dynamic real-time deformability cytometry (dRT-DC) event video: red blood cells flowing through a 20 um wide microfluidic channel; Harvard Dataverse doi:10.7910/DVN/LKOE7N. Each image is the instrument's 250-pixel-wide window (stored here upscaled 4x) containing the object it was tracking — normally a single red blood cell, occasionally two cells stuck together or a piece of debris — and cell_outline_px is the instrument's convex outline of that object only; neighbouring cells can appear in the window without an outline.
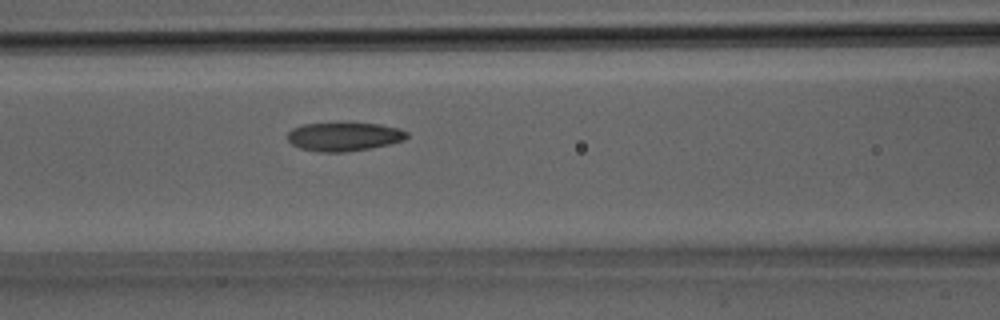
{"species": "Egyptian fruit bat (a non-hibernating species)", "species_latin": "Rousettus aegyptiacus", "temperature_condition": "room temperature", "stored_images_in_passage": 28, "camera_frame_rate_fps": 3000, "um_per_image_px": 0.085, "animal": {"sex": "male"}, "frame": {"image": 1, "passage_image": 9, "time_ms": 2.667, "image_size_px": [1000, 320], "cell_outline_px": [[408, 136], [404, 140], [388, 144], [368, 148], [344, 152], [320, 152], [300, 148], [292, 144], [288, 140], [288, 132], [292, 128], [304, 124], [380, 124], [400, 128], [408, 132]], "centroid_in_image_um": [29.24, 11.62], "position_along_channel_um": 137.4, "area_um2": 19.59}}
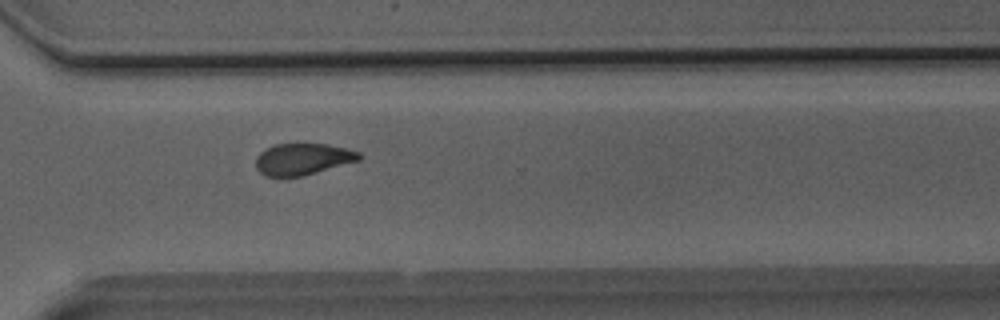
{"frame": {"image": 2, "passage_image": 19, "time_ms": 6.0, "image_size_px": [1000, 320], "cell_outline_px": [[360, 160], [300, 176], [264, 176], [256, 168], [256, 156], [260, 152], [276, 144], [328, 144], [360, 152]], "centroid_in_image_um": [25.71, 13.52], "position_along_channel_um": 344.9, "area_um2": 18.67}}
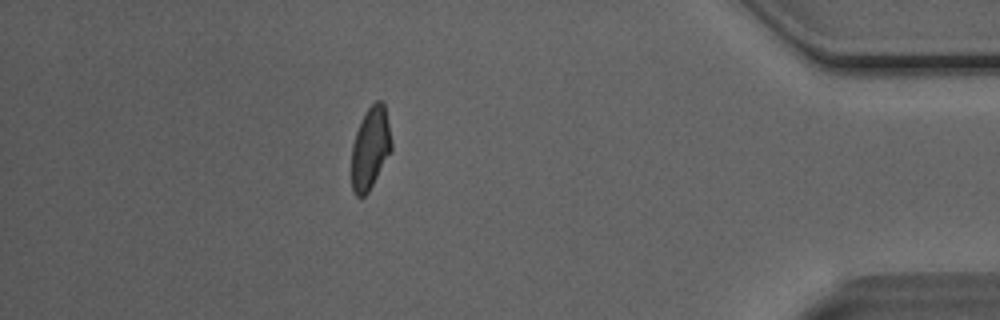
{"frame": {"image": 3, "passage_image": 24, "time_ms": 7.667, "image_size_px": [1000, 320], "cell_outline_px": [[392, 148], [368, 192], [364, 196], [356, 196], [352, 192], [352, 144], [356, 132], [364, 112], [376, 100], [380, 100], [384, 104], [392, 144]], "centroid_in_image_um": [31.46, 12.58], "position_along_channel_um": 403.7, "area_um2": 18.79}}